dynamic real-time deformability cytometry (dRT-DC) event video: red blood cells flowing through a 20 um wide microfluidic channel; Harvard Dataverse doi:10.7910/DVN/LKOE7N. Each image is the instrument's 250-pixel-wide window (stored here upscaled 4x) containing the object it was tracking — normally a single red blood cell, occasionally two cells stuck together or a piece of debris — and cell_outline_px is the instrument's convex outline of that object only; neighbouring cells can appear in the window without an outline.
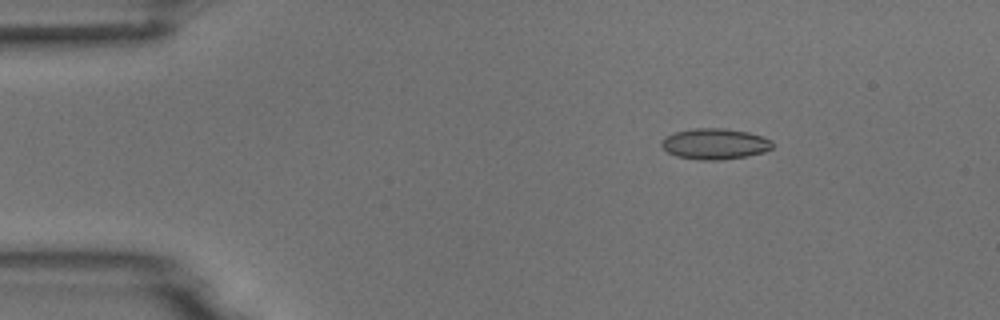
{"species": "common noctule bat (a hibernating species)", "species_latin": "Nyctalus noctula", "temperature_condition": "room temperature", "stored_images_in_passage": 5, "camera_frame_rate_fps": 3000, "um_per_image_px": 0.085, "animal": {"sex": "male", "body_mass_g": 18.8}, "frame": {"image": 1, "passage_image": 3, "time_ms": 2.333, "image_size_px": [1000, 320], "cell_outline_px": [[772, 148], [764, 152], [748, 156], [720, 160], [700, 160], [676, 156], [668, 152], [660, 144], [664, 136], [676, 132], [692, 128], [724, 128], [748, 132], [772, 140]], "centroid_in_image_um": [60.75, 12.23], "position_along_channel_um": 24.3, "area_um2": 20.0}}